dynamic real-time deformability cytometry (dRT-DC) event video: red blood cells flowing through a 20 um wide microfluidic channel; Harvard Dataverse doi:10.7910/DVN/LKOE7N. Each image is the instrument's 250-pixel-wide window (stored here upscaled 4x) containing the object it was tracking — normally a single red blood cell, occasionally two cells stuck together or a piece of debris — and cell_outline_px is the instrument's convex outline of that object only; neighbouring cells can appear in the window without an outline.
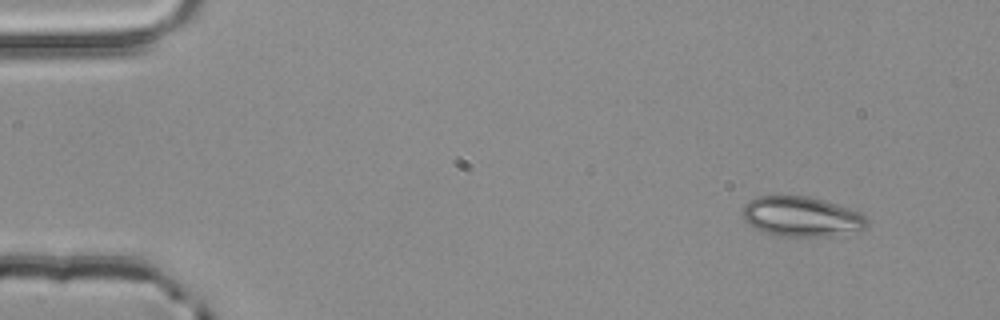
{"species": "common noctule bat (a hibernating species)", "species_latin": "Nyctalus noctula", "temperature_condition": "room temperature", "stored_images_in_passage": 2, "camera_frame_rate_fps": 3000, "um_per_image_px": 0.085, "animal": {"sex": "male", "body_mass_g": 20.4}, "frame": {"image": 1, "passage_image": 1, "time_ms": 0.0, "image_size_px": [1000, 320], "cell_outline_px": [[868, 224], [864, 228], [824, 236], [784, 236], [764, 232], [748, 224], [744, 220], [740, 212], [744, 204], [748, 200], [756, 196], [808, 196], [824, 200], [860, 212], [868, 220]], "centroid_in_image_um": [68.04, 18.38], "position_along_channel_um": 17.0, "area_um2": 28.73}}